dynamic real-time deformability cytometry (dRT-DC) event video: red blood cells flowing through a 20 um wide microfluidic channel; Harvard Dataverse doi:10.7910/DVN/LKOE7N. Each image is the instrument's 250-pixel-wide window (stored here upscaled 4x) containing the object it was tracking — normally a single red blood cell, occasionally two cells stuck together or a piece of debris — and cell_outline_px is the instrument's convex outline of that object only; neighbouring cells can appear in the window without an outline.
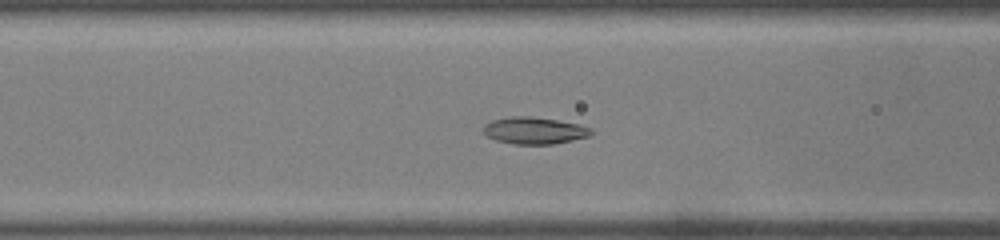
{"species": "common noctule bat (a hibernating species)", "species_latin": "Nyctalus noctula", "temperature_condition": "warm", "stored_images_in_passage": 47, "camera_frame_rate_fps": 3000, "um_per_image_px": 0.085, "animal": {"sex": "male", "body_mass_g": 19.0, "forearm_length_mm": 50.8}, "frame": {"image": 1, "passage_image": 16, "time_ms": 5.0, "image_size_px": [1000, 240], "cell_outline_px": [[592, 132], [588, 136], [572, 140], [552, 144], [516, 144], [496, 140], [488, 136], [484, 132], [484, 124], [492, 120], [512, 116], [528, 116], [556, 120], [580, 124], [592, 128]], "centroid_in_image_um": [45.42, 11.09], "position_along_channel_um": 121.2, "area_um2": 16.7}}
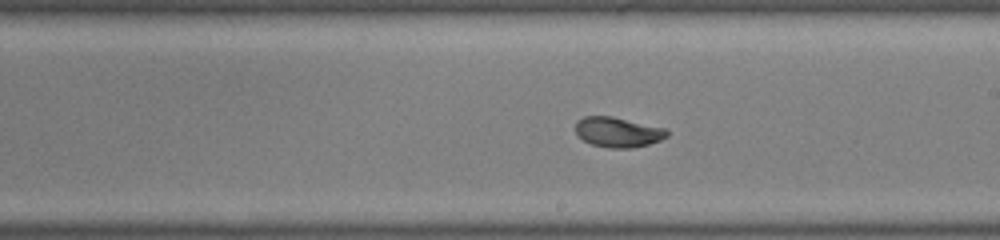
{"frame": {"image": 2, "passage_image": 25, "time_ms": 8.0, "image_size_px": [1000, 240], "cell_outline_px": [[668, 136], [660, 140], [648, 144], [632, 148], [608, 148], [592, 144], [584, 140], [576, 132], [576, 120], [584, 116], [612, 116], [664, 128], [668, 132]], "centroid_in_image_um": [52.51, 11.23], "position_along_channel_um": 236.5, "area_um2": 15.9}}
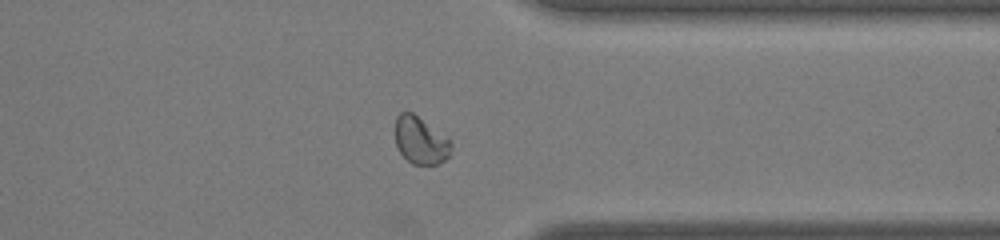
{"frame": {"image": 3, "passage_image": 36, "time_ms": 11.667, "image_size_px": [1000, 240], "cell_outline_px": [[452, 156], [440, 164], [412, 164], [400, 152], [396, 144], [396, 116], [400, 112], [412, 112], [452, 140]], "centroid_in_image_um": [35.8, 11.95], "position_along_channel_um": 375.6, "area_um2": 15.61}, "authors_computed_cell_mechanics": {"area_um2": 16.7042, "velocity_mm_per_s": 3.8577, "shape_relaxation_time_tau1_ms": 5.4042, "shape_relaxation_time_tau2_ms": 1.1261, "deformation_change_tau1": 0.1488, "deformation_change_tau2": 0.0536}}